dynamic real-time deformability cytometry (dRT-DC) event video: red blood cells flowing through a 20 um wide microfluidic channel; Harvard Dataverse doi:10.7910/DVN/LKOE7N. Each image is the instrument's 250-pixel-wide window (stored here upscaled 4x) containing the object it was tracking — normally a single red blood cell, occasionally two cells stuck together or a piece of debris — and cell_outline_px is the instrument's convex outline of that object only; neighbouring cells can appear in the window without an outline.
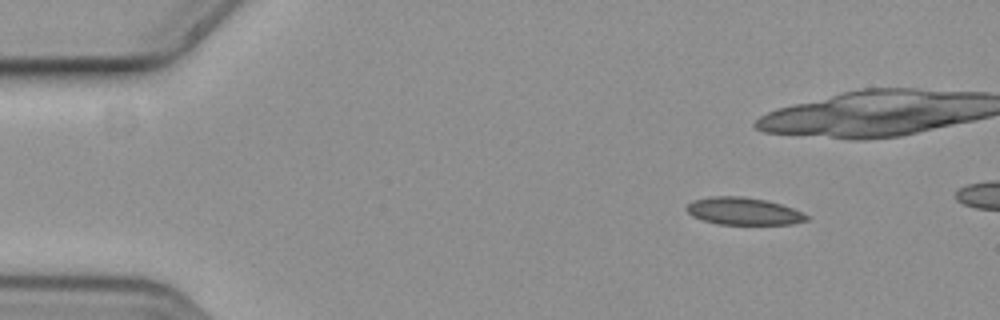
{"species": "common noctule bat (a hibernating species)", "species_latin": "Nyctalus noctula", "temperature_condition": "cold", "stored_images_in_passage": 16, "camera_frame_rate_fps": 3000, "um_per_image_px": 0.085, "animal": {"sex": "female", "body_mass_g": 19.3, "forearm_length_mm": 54.1}, "frame": {"image": 1, "passage_image": 7, "time_ms": 2.0, "image_size_px": [1000, 320], "cell_outline_px": [[812, 216], [808, 220], [792, 224], [716, 224], [700, 220], [692, 216], [684, 208], [692, 200], [712, 196], [744, 196], [764, 200], [780, 204], [792, 208]], "centroid_in_image_um": [63.18, 17.95], "position_along_channel_um": 21.8, "area_um2": 19.31}}